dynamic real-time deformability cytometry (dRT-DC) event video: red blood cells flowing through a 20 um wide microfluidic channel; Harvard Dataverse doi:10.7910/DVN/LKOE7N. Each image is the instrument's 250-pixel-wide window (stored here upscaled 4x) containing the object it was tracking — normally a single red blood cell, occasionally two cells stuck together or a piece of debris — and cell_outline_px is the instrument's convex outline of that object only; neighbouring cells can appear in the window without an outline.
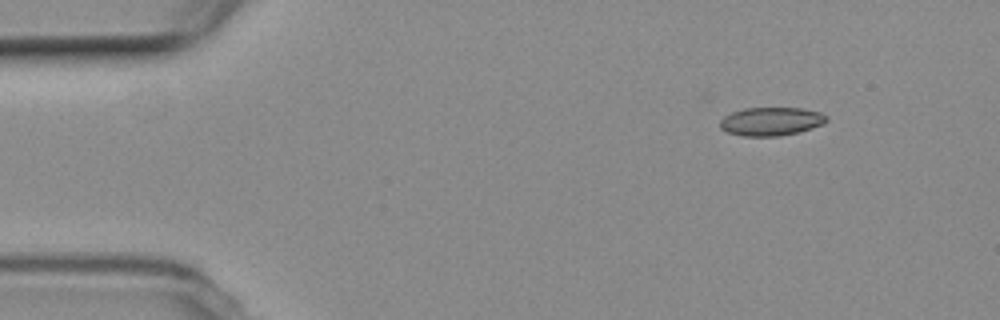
{"species": "common noctule bat (a hibernating species)", "species_latin": "Nyctalus noctula", "temperature_condition": "room temperature", "stored_images_in_passage": 9, "camera_frame_rate_fps": 3000, "um_per_image_px": 0.085, "animal": {"sex": "female", "body_mass_g": 19.3, "forearm_length_mm": 54.1}, "frame": {"image": 1, "passage_image": 2, "time_ms": 1.0, "image_size_px": [1000, 320], "cell_outline_px": [[828, 120], [812, 128], [780, 136], [744, 136], [728, 132], [720, 128], [720, 120], [724, 116], [732, 112], [744, 108], [804, 108], [820, 112], [828, 116]], "centroid_in_image_um": [65.54, 10.31], "position_along_channel_um": 19.5, "area_um2": 17.57}}
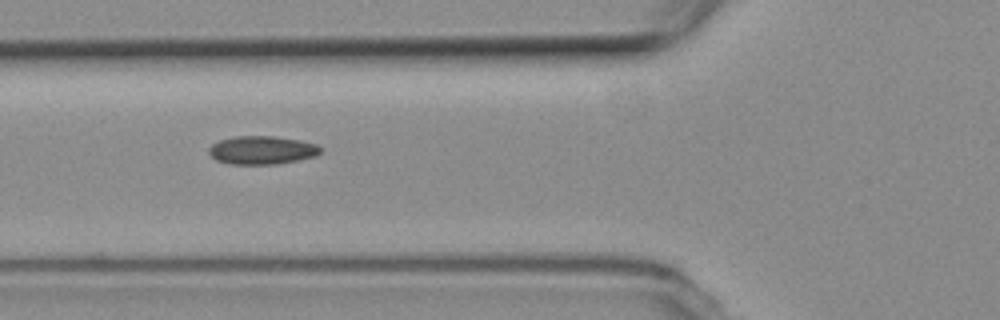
{"frame": {"image": 2, "passage_image": 6, "time_ms": 5.667, "image_size_px": [1000, 320], "cell_outline_px": [[324, 148], [316, 156], [276, 164], [232, 164], [216, 160], [208, 152], [208, 148], [212, 144], [220, 140], [232, 136], [272, 136], [300, 140], [316, 144]], "centroid_in_image_um": [22.27, 12.75], "position_along_channel_um": 103.5, "area_um2": 18.44}}
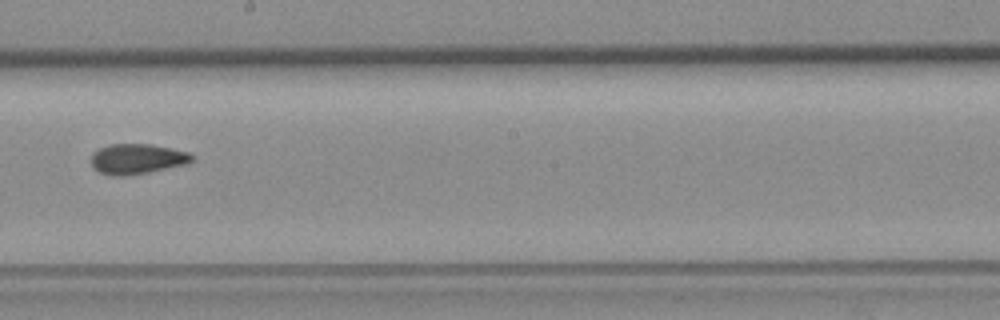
{"frame": {"image": 3, "passage_image": 9, "time_ms": 9.333, "image_size_px": [1000, 320], "cell_outline_px": [[192, 160], [184, 164], [148, 172], [128, 176], [108, 176], [92, 168], [92, 152], [108, 144], [148, 144], [188, 152], [192, 156]], "centroid_in_image_um": [11.57, 13.52], "position_along_channel_um": 236.6, "area_um2": 17.57}}